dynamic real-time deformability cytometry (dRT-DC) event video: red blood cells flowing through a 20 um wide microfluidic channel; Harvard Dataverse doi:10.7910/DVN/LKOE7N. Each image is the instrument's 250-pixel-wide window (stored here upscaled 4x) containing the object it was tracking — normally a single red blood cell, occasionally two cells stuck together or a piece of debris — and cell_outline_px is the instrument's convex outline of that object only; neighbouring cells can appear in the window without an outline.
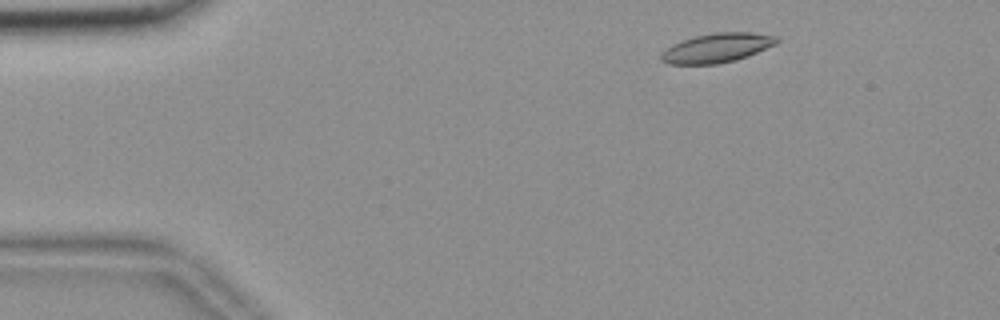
{"species": "common noctule bat (a hibernating species)", "species_latin": "Nyctalus noctula", "temperature_condition": "room temperature", "stored_images_in_passage": 48, "camera_frame_rate_fps": 3000, "um_per_image_px": 0.085, "animal": {"sex": "female", "body_mass_g": 18.4}, "frame": {"image": 1, "passage_image": 1, "time_ms": 0.0, "image_size_px": [1000, 320], "cell_outline_px": [[780, 40], [776, 44], [748, 56], [736, 60], [716, 64], [668, 64], [660, 60], [660, 56], [672, 44], [696, 36], [716, 32], [752, 32], [780, 36]], "centroid_in_image_um": [61.0, 4.07], "position_along_channel_um": 24.0, "area_um2": 19.71}}
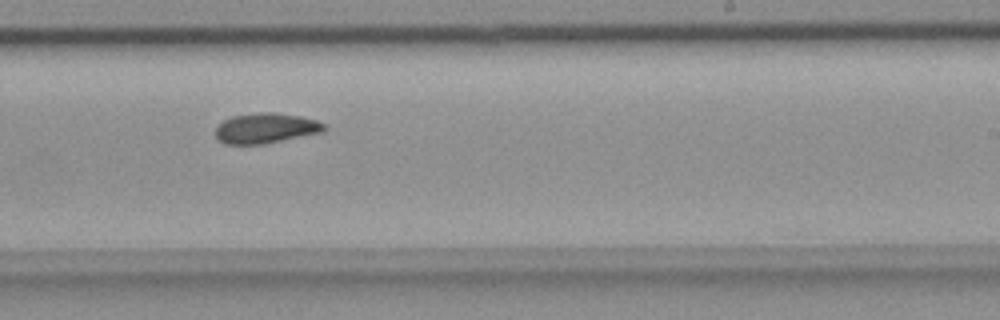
{"frame": {"image": 2, "passage_image": 27, "time_ms": 8.667, "image_size_px": [1000, 320], "cell_outline_px": [[324, 128], [320, 132], [264, 144], [224, 144], [216, 140], [216, 128], [224, 120], [232, 116], [264, 112], [276, 112], [300, 116], [316, 120], [324, 124]], "centroid_in_image_um": [22.53, 10.9], "position_along_channel_um": 266.5, "area_um2": 18.9}}
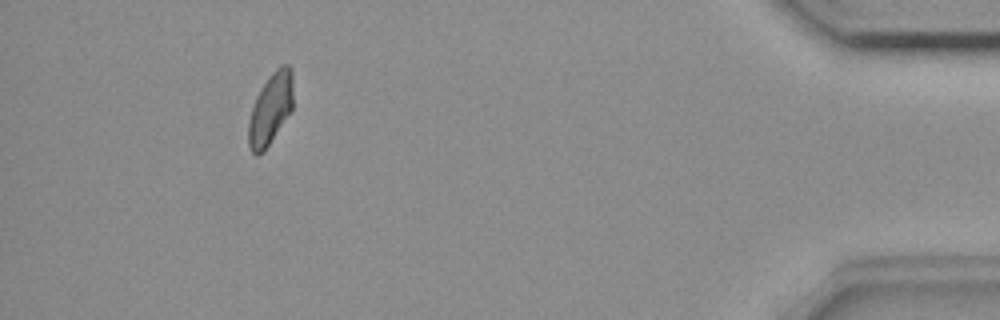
{"frame": {"image": 3, "passage_image": 44, "time_ms": 14.333, "image_size_px": [1000, 320], "cell_outline_px": [[292, 108], [264, 152], [256, 156], [248, 148], [248, 120], [256, 96], [260, 88], [272, 72], [280, 64], [288, 64], [292, 68]], "centroid_in_image_um": [22.97, 9.25], "position_along_channel_um": 412.2, "area_um2": 18.61}, "authors_computed_cell_mechanics": {"area_um2": 18.9873, "velocity_mm_per_s": 3.6444, "shape_relaxation_time_tau1_ms": null, "shape_relaxation_time_tau2_ms": 9.5876, "deformation_change_tau1": null, "deformation_change_tau2": 0.1504}}